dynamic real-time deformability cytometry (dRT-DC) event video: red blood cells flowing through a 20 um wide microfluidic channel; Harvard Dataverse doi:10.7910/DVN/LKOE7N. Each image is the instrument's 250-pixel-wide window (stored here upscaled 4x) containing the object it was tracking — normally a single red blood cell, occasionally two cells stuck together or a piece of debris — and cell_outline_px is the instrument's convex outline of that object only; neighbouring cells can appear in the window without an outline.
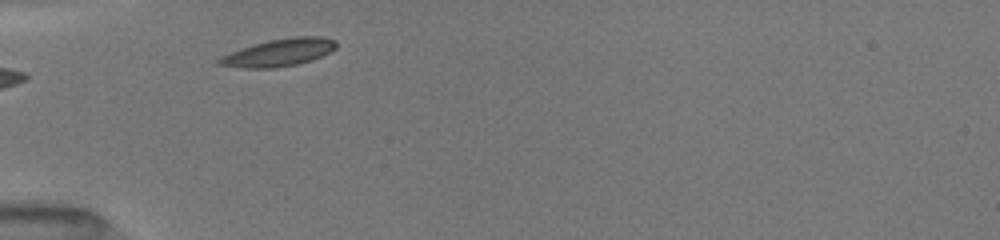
{"species": "common noctule bat (a hibernating species)", "species_latin": "Nyctalus noctula", "temperature_condition": "room temperature", "stored_images_in_passage": 4, "camera_frame_rate_fps": 3000, "um_per_image_px": 0.085, "animal": {"sex": "female", "body_mass_g": 19.5, "forearm_length_mm": 54.1}, "frame": {"image": 1, "passage_image": 1, "time_ms": 0.0, "image_size_px": [1000, 240], "cell_outline_px": [[336, 48], [312, 60], [296, 64], [272, 68], [244, 68], [216, 64], [216, 60], [232, 52], [268, 40], [296, 36], [320, 36], [336, 40]], "centroid_in_image_um": [23.74, 4.46], "position_along_channel_um": 61.3, "area_um2": 18.32}}